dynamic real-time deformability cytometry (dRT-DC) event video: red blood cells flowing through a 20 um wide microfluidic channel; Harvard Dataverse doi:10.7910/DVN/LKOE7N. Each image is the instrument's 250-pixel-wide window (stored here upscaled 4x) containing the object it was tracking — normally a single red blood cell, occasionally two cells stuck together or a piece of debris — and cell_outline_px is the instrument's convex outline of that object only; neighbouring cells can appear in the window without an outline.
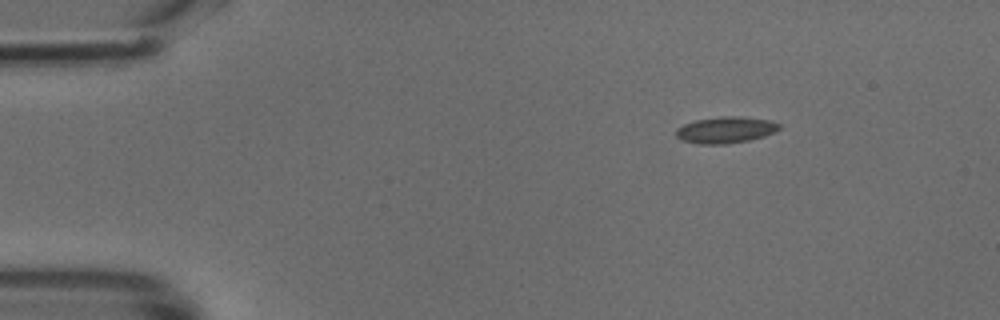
{"species": "common noctule bat (a hibernating species)", "species_latin": "Nyctalus noctula", "temperature_condition": "cold", "stored_images_in_passage": 43, "camera_frame_rate_fps": 3000, "um_per_image_px": 0.085, "animal": {"sex": "male", "body_mass_g": 18.8}, "frame": {"image": 1, "passage_image": 1, "time_ms": 0.0, "image_size_px": [1000, 320], "cell_outline_px": [[780, 128], [776, 132], [764, 136], [748, 140], [724, 144], [700, 144], [684, 140], [676, 136], [676, 128], [684, 124], [696, 120], [720, 116], [744, 116], [768, 120], [780, 124]], "centroid_in_image_um": [61.69, 11.03], "position_along_channel_um": 23.3, "area_um2": 15.84}}
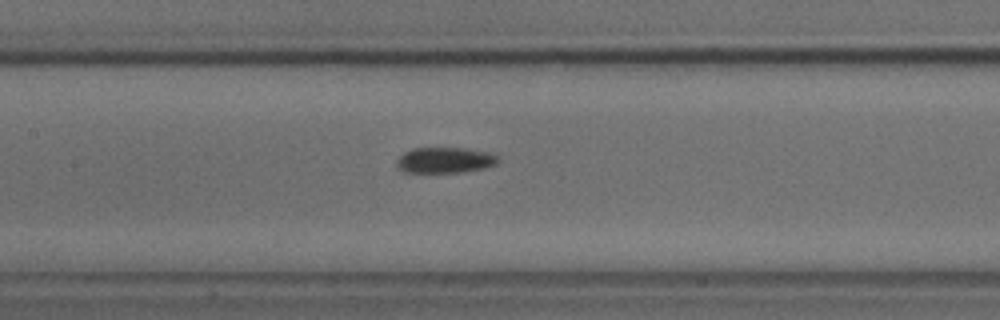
{"frame": {"image": 2, "passage_image": 17, "time_ms": 5.333, "image_size_px": [1000, 320], "cell_outline_px": [[500, 160], [496, 164], [484, 168], [460, 172], [400, 172], [396, 168], [396, 160], [404, 152], [412, 148], [464, 148], [488, 152], [500, 156]], "centroid_in_image_um": [37.79, 13.61], "position_along_channel_um": 169.6, "area_um2": 15.37}}
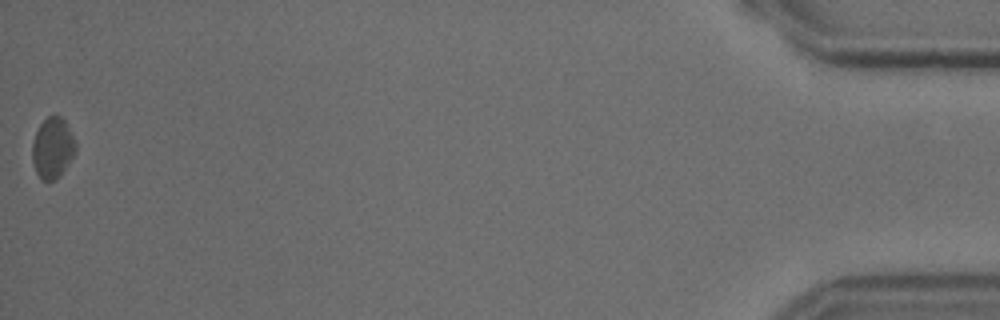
{"frame": {"image": 3, "passage_image": 43, "time_ms": 14.0, "image_size_px": [1000, 320], "cell_outline_px": [[76, 152], [60, 176], [56, 180], [44, 180], [36, 172], [32, 160], [32, 144], [36, 132], [40, 124], [48, 116], [60, 116], [64, 120], [76, 144]], "centroid_in_image_um": [4.47, 12.59], "position_along_channel_um": 430.7, "area_um2": 15.14}}